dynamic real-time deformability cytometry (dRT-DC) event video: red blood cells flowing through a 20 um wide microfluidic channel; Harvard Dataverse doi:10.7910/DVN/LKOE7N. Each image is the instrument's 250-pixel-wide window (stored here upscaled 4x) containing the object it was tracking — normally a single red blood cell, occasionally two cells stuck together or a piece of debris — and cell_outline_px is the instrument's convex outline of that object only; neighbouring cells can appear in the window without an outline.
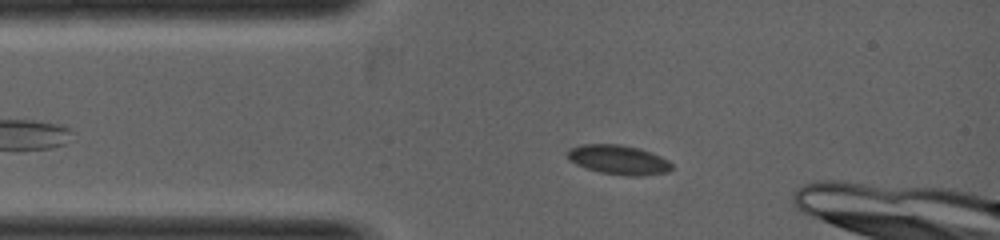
{"species": "common noctule bat (a hibernating species)", "species_latin": "Nyctalus noctula", "temperature_condition": "warm", "stored_images_in_passage": 36, "camera_frame_rate_fps": 5000, "um_per_image_px": 0.085, "animal": {"sex": "female", "body_mass_g": 19.0, "forearm_length_mm": 53.3}, "frame": {"image": 1, "passage_image": 5, "time_ms": 1.2, "image_size_px": [1000, 240], "cell_outline_px": [[672, 168], [668, 172], [644, 176], [624, 176], [600, 172], [584, 168], [568, 160], [568, 148], [580, 144], [620, 144], [640, 148], [660, 156], [668, 160], [672, 164]], "centroid_in_image_um": [52.56, 13.58], "position_along_channel_um": 32.4, "area_um2": 18.15}}
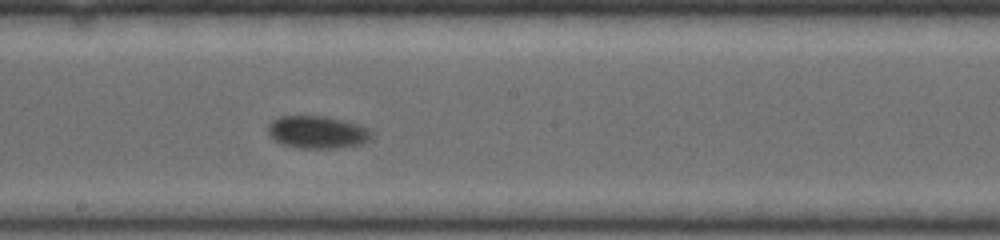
{"frame": {"image": 2, "passage_image": 21, "time_ms": 3.8, "image_size_px": [1000, 240], "cell_outline_px": [[372, 136], [368, 140], [360, 144], [336, 148], [296, 148], [272, 140], [268, 136], [268, 124], [272, 120], [280, 116], [328, 116], [360, 124], [368, 128], [372, 132]], "centroid_in_image_um": [26.95, 11.22], "position_along_channel_um": 221.2, "area_um2": 19.88}}
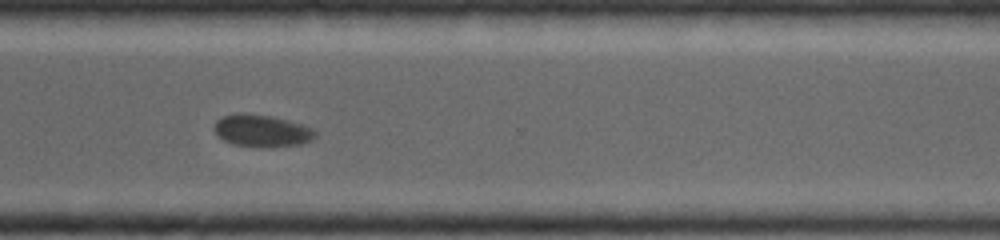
{"frame": {"image": 3, "passage_image": 33, "time_ms": 5.4, "image_size_px": [1000, 240], "cell_outline_px": [[316, 136], [312, 140], [300, 144], [272, 148], [232, 144], [224, 140], [216, 132], [216, 120], [224, 116], [244, 112], [272, 116], [288, 120], [312, 128], [316, 132]], "centroid_in_image_um": [22.3, 11.12], "position_along_channel_um": 348.3, "area_um2": 18.84}}